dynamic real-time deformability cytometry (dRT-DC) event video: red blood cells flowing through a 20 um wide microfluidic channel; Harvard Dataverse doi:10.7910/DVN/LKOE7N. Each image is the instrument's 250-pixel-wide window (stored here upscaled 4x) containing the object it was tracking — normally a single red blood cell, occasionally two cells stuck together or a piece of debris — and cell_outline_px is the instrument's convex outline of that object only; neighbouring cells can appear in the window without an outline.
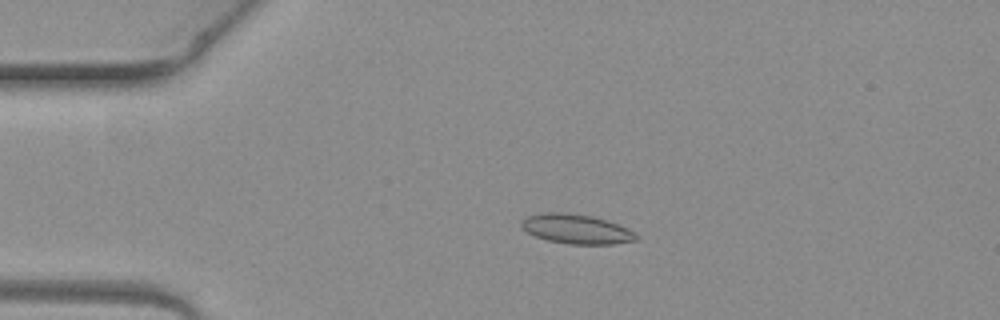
{"species": "common noctule bat (a hibernating species)", "species_latin": "Nyctalus noctula", "temperature_condition": "warm", "stored_images_in_passage": 5, "camera_frame_rate_fps": 3000, "um_per_image_px": 0.085, "animal": {"sex": "female", "body_mass_g": 19.3, "forearm_length_mm": 54.1}, "frame": {"image": 1, "passage_image": 4, "time_ms": 1.0, "image_size_px": [1000, 320], "cell_outline_px": [[640, 236], [636, 240], [612, 244], [568, 244], [548, 240], [536, 236], [520, 228], [520, 220], [528, 216], [548, 212], [564, 212], [592, 216], [628, 228]], "centroid_in_image_um": [48.97, 19.47], "position_along_channel_um": 36.0, "area_um2": 19.65}}